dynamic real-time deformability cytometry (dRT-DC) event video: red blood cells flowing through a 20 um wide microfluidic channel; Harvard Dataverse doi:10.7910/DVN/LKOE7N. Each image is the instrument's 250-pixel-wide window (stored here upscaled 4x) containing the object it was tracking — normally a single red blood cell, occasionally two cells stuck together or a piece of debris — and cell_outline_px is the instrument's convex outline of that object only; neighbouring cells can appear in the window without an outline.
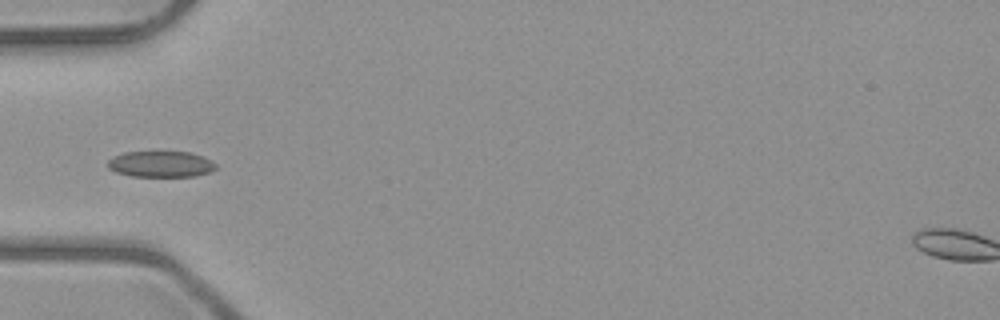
{"species": "common noctule bat (a hibernating species)", "species_latin": "Nyctalus noctula", "temperature_condition": "room temperature", "stored_images_in_passage": 5, "camera_frame_rate_fps": 3000, "um_per_image_px": 0.085, "animal": {"sex": "male", "body_mass_g": 23.1, "forearm_length_mm": 52.7}, "frame": {"image": 1, "passage_image": 3, "time_ms": 3.333, "image_size_px": [1000, 320], "cell_outline_px": [[216, 168], [208, 172], [196, 176], [132, 176], [116, 172], [108, 168], [108, 160], [112, 156], [124, 152], [188, 152], [204, 156], [212, 160], [216, 164]], "centroid_in_image_um": [13.66, 13.94], "position_along_channel_um": 71.3, "area_um2": 16.42}}
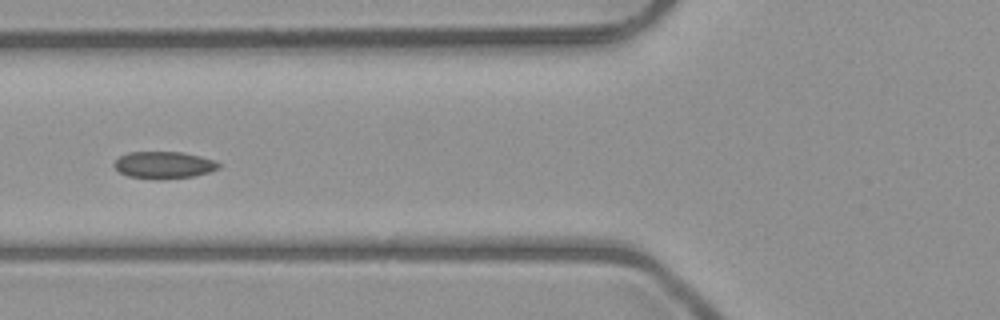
{"frame": {"image": 2, "passage_image": 4, "time_ms": 4.333, "image_size_px": [1000, 320], "cell_outline_px": [[220, 168], [208, 172], [192, 176], [160, 180], [156, 180], [128, 176], [120, 172], [112, 164], [120, 156], [128, 152], [184, 152], [216, 160], [220, 164]], "centroid_in_image_um": [13.93, 14.03], "position_along_channel_um": 111.9, "area_um2": 16.59}}
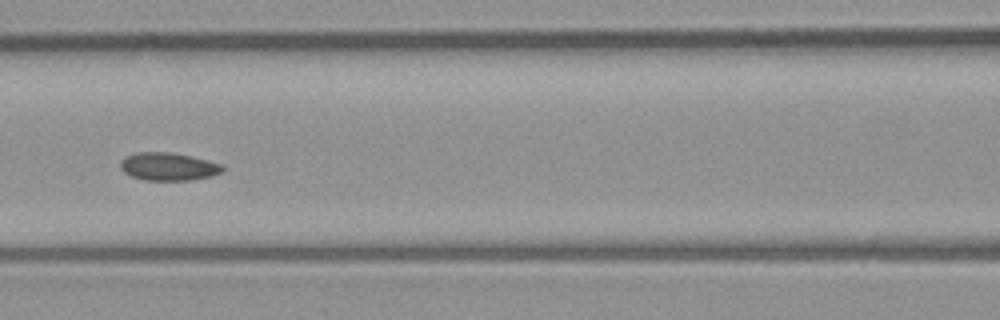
{"frame": {"image": 3, "passage_image": 5, "time_ms": 5.333, "image_size_px": [1000, 320], "cell_outline_px": [[224, 168], [220, 172], [212, 176], [192, 180], [144, 180], [132, 176], [124, 172], [120, 168], [120, 160], [124, 156], [136, 152], [172, 152], [192, 156], [224, 164]], "centroid_in_image_um": [14.3, 14.15], "position_along_channel_um": 152.3, "area_um2": 16.82}}